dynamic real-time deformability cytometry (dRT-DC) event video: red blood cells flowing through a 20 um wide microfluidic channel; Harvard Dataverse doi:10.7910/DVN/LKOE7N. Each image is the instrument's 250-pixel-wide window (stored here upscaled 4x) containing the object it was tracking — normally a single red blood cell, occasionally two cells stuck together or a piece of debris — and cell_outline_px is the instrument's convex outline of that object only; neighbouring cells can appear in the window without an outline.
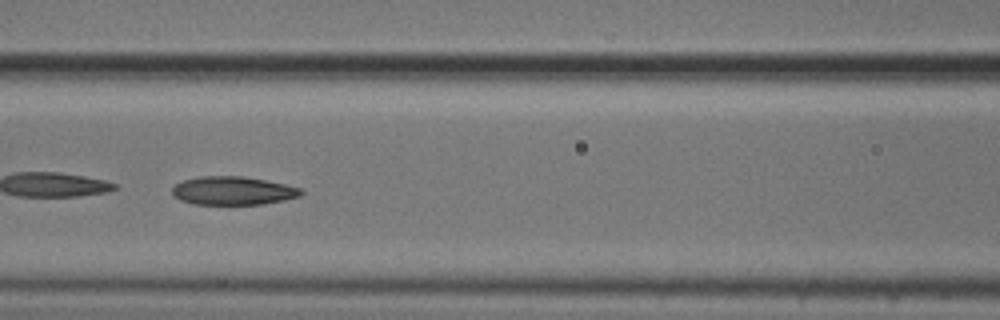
{"species": "common noctule bat (a hibernating species)", "species_latin": "Nyctalus noctula", "temperature_condition": "cold", "stored_images_in_passage": 52, "camera_frame_rate_fps": 3000, "um_per_image_px": 0.085, "animal": {"sex": "male", "body_mass_g": 20.5, "forearm_length_mm": 52.5}, "frame": {"image": 1, "passage_image": 23, "time_ms": 7.333, "image_size_px": [1000, 320], "cell_outline_px": [[304, 192], [300, 196], [284, 200], [264, 204], [192, 204], [180, 200], [172, 192], [172, 188], [176, 184], [184, 180], [200, 176], [244, 176], [284, 184], [300, 188]], "centroid_in_image_um": [19.8, 16.21], "position_along_channel_um": 146.8, "area_um2": 21.21}}
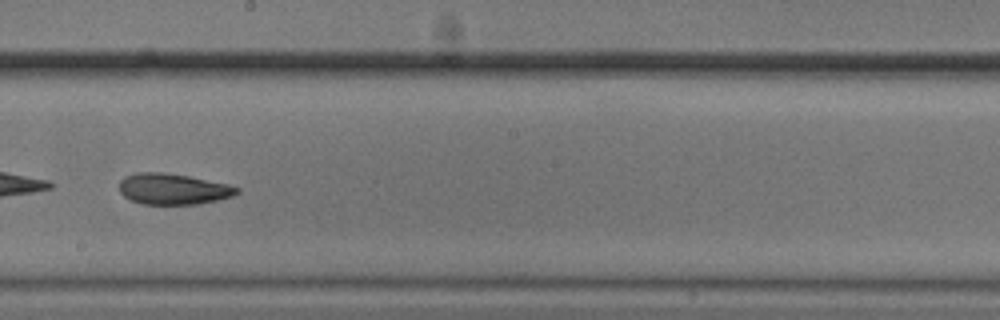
{"frame": {"image": 2, "passage_image": 30, "time_ms": 9.667, "image_size_px": [1000, 320], "cell_outline_px": [[240, 192], [232, 196], [216, 200], [196, 204], [144, 204], [132, 200], [124, 196], [120, 192], [120, 180], [124, 176], [136, 172], [164, 172], [188, 176], [228, 184], [240, 188]], "centroid_in_image_um": [14.7, 16.05], "position_along_channel_um": 233.5, "area_um2": 21.15}, "authors_computed_cell_mechanics": {"area_um2": 23.409, "velocity_mm_per_s": 3.7148, "shape_relaxation_time_tau1_ms": null, "shape_relaxation_time_tau2_ms": 3.4555, "deformation_change_tau1": null, "deformation_change_tau2": 0.0839}}